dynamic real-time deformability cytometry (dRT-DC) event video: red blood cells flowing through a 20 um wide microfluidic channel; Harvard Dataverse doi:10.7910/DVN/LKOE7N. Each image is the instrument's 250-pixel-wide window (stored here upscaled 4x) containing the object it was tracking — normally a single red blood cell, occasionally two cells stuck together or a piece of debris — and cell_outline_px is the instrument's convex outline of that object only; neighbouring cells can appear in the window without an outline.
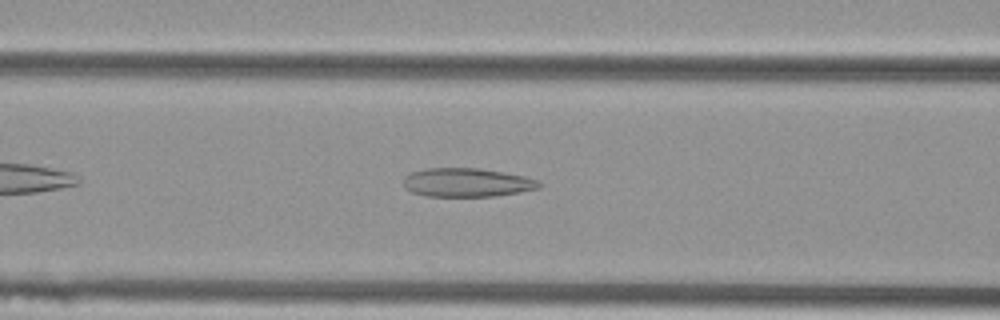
{"species": "Egyptian fruit bat (a non-hibernating species)", "species_latin": "Rousettus aegyptiacus", "temperature_condition": "cold", "stored_images_in_passage": 35, "camera_frame_rate_fps": 3000, "um_per_image_px": 0.085, "animal": {"sex": "female"}, "frame": {"image": 1, "passage_image": 10, "time_ms": 3.0, "image_size_px": [1000, 320], "cell_outline_px": [[544, 184], [540, 188], [520, 192], [492, 196], [424, 196], [412, 192], [404, 188], [404, 176], [412, 172], [428, 168], [480, 168], [524, 176], [540, 180]], "centroid_in_image_um": [39.71, 15.51], "position_along_channel_um": 126.9, "area_um2": 22.83}}
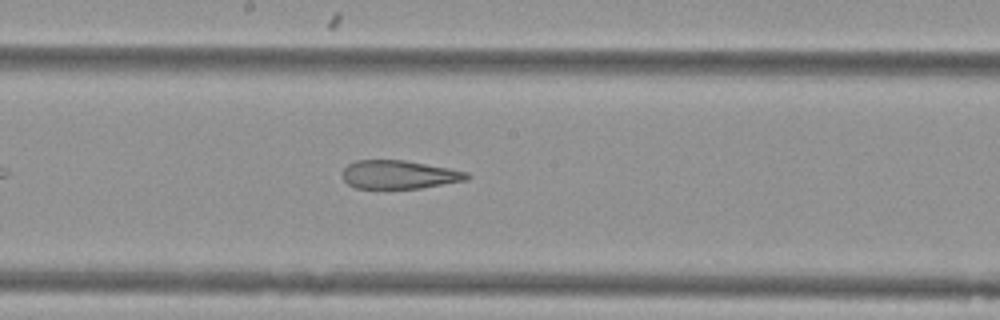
{"frame": {"image": 2, "passage_image": 17, "time_ms": 5.333, "image_size_px": [1000, 320], "cell_outline_px": [[472, 176], [468, 180], [420, 188], [356, 188], [348, 184], [344, 180], [344, 168], [348, 164], [356, 160], [404, 160], [448, 168], [468, 172]], "centroid_in_image_um": [33.96, 14.84], "position_along_channel_um": 214.2, "area_um2": 20.52}}
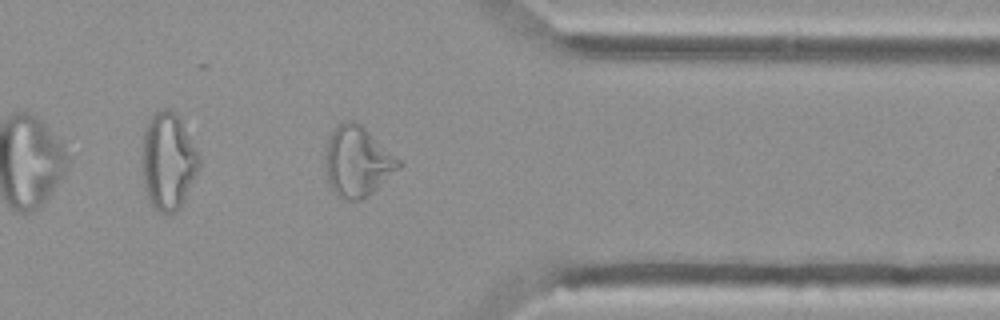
{"frame": {"image": 3, "passage_image": 31, "time_ms": 10.0, "image_size_px": [1000, 320], "cell_outline_px": [[404, 164], [400, 168], [368, 196], [360, 200], [348, 200], [336, 196], [328, 180], [324, 164], [324, 156], [328, 136], [336, 124], [344, 120], [352, 120], [360, 124], [400, 160]], "centroid_in_image_um": [30.34, 13.72], "position_along_channel_um": 381.1, "area_um2": 30.17}}